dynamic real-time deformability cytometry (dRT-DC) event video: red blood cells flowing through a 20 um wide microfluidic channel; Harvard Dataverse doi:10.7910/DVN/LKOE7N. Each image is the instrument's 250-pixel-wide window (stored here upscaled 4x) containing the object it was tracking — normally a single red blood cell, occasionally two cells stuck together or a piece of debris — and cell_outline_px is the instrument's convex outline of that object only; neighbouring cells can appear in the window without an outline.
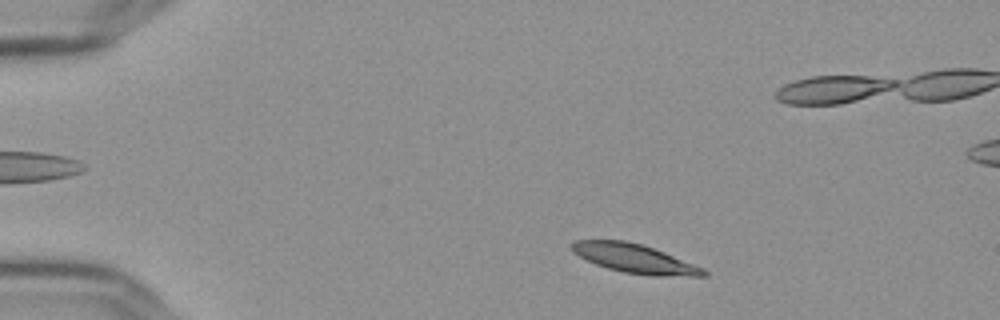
{"species": "Egyptian fruit bat (a non-hibernating species)", "species_latin": "Rousettus aegyptiacus", "temperature_condition": "cold", "stored_images_in_passage": 52, "camera_frame_rate_fps": 3000, "um_per_image_px": 0.085, "frame": {"image": 1, "passage_image": 5, "time_ms": 1.333, "image_size_px": [1000, 320], "cell_outline_px": [[708, 276], [652, 276], [624, 272], [608, 268], [596, 264], [572, 252], [568, 248], [568, 244], [572, 240], [624, 240], [640, 244], [664, 252], [704, 268], [708, 272]], "centroid_in_image_um": [53.91, 21.97], "position_along_channel_um": 31.1, "area_um2": 22.25}}
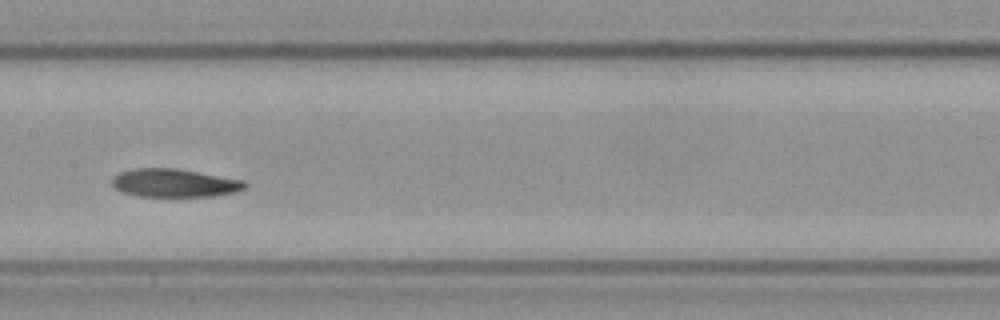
{"frame": {"image": 2, "passage_image": 24, "time_ms": 7.667, "image_size_px": [1000, 320], "cell_outline_px": [[248, 184], [244, 188], [236, 192], [216, 196], [136, 196], [120, 192], [112, 188], [112, 176], [120, 172], [132, 168], [176, 168], [248, 180]], "centroid_in_image_um": [14.83, 15.55], "position_along_channel_um": 192.6, "area_um2": 22.37}}
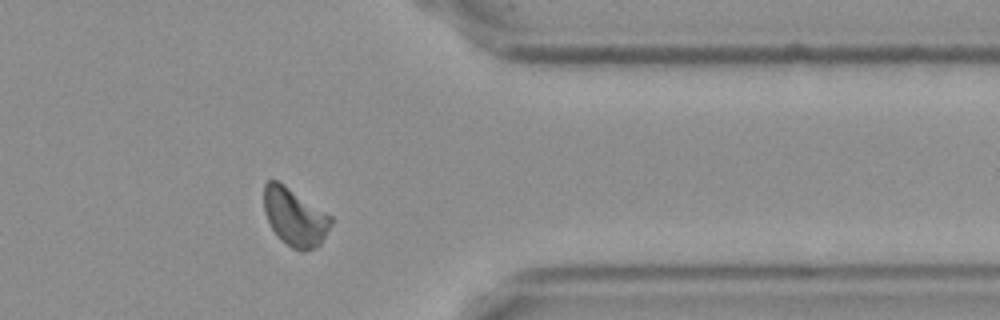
{"frame": {"image": 3, "passage_image": 41, "time_ms": 13.333, "image_size_px": [1000, 320], "cell_outline_px": [[332, 224], [320, 244], [316, 248], [304, 252], [300, 252], [292, 248], [280, 240], [276, 236], [264, 212], [264, 184], [268, 180], [276, 180], [284, 184], [332, 216]], "centroid_in_image_um": [25.05, 18.47], "position_along_channel_um": 386.3, "area_um2": 22.72}, "authors_computed_cell_mechanics": {"area_um2": 22.4553, "velocity_mm_per_s": 3.6039, "shape_relaxation_time_tau1_ms": 8.3119, "shape_relaxation_time_tau2_ms": 4.0242, "deformation_change_tau1": 0.1749, "deformation_change_tau2": 0.092}}